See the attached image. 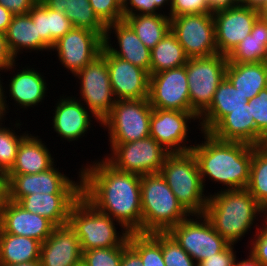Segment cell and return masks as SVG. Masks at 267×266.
Here are the masks:
<instances>
[{"instance_id": "61", "label": "cell", "mask_w": 267, "mask_h": 266, "mask_svg": "<svg viewBox=\"0 0 267 266\" xmlns=\"http://www.w3.org/2000/svg\"><path fill=\"white\" fill-rule=\"evenodd\" d=\"M180 266H197V264H187V265H180Z\"/></svg>"}, {"instance_id": "14", "label": "cell", "mask_w": 267, "mask_h": 266, "mask_svg": "<svg viewBox=\"0 0 267 266\" xmlns=\"http://www.w3.org/2000/svg\"><path fill=\"white\" fill-rule=\"evenodd\" d=\"M199 122V118L190 111L153 109L150 117V137L154 138L169 153L191 151L194 145H188L189 124Z\"/></svg>"}, {"instance_id": "9", "label": "cell", "mask_w": 267, "mask_h": 266, "mask_svg": "<svg viewBox=\"0 0 267 266\" xmlns=\"http://www.w3.org/2000/svg\"><path fill=\"white\" fill-rule=\"evenodd\" d=\"M104 158L117 170L138 174L160 173L169 152L148 136L128 143L110 144Z\"/></svg>"}, {"instance_id": "6", "label": "cell", "mask_w": 267, "mask_h": 266, "mask_svg": "<svg viewBox=\"0 0 267 266\" xmlns=\"http://www.w3.org/2000/svg\"><path fill=\"white\" fill-rule=\"evenodd\" d=\"M68 224L79 239L81 251L118 247L130 233L118 221L97 210L83 196L72 206ZM116 225L121 227V232L117 231Z\"/></svg>"}, {"instance_id": "12", "label": "cell", "mask_w": 267, "mask_h": 266, "mask_svg": "<svg viewBox=\"0 0 267 266\" xmlns=\"http://www.w3.org/2000/svg\"><path fill=\"white\" fill-rule=\"evenodd\" d=\"M168 233L197 264L221 252L229 244L203 214L190 215Z\"/></svg>"}, {"instance_id": "18", "label": "cell", "mask_w": 267, "mask_h": 266, "mask_svg": "<svg viewBox=\"0 0 267 266\" xmlns=\"http://www.w3.org/2000/svg\"><path fill=\"white\" fill-rule=\"evenodd\" d=\"M100 55L107 61L111 89L116 100L149 97V72L114 56L104 46Z\"/></svg>"}, {"instance_id": "39", "label": "cell", "mask_w": 267, "mask_h": 266, "mask_svg": "<svg viewBox=\"0 0 267 266\" xmlns=\"http://www.w3.org/2000/svg\"><path fill=\"white\" fill-rule=\"evenodd\" d=\"M127 246L128 238L118 247L82 251V261L86 266H120L123 250Z\"/></svg>"}, {"instance_id": "43", "label": "cell", "mask_w": 267, "mask_h": 266, "mask_svg": "<svg viewBox=\"0 0 267 266\" xmlns=\"http://www.w3.org/2000/svg\"><path fill=\"white\" fill-rule=\"evenodd\" d=\"M169 3V4H168ZM172 0H129L123 8L124 19L138 14H162L163 7L171 8Z\"/></svg>"}, {"instance_id": "8", "label": "cell", "mask_w": 267, "mask_h": 266, "mask_svg": "<svg viewBox=\"0 0 267 266\" xmlns=\"http://www.w3.org/2000/svg\"><path fill=\"white\" fill-rule=\"evenodd\" d=\"M227 56L214 54L190 58L186 66L190 95V112L198 118L209 108L213 95L226 77Z\"/></svg>"}, {"instance_id": "44", "label": "cell", "mask_w": 267, "mask_h": 266, "mask_svg": "<svg viewBox=\"0 0 267 266\" xmlns=\"http://www.w3.org/2000/svg\"><path fill=\"white\" fill-rule=\"evenodd\" d=\"M264 220L260 224L259 228L255 230V233L251 236V240H249L248 247L250 253L261 263L262 266H267V215L263 217ZM262 225V226H261Z\"/></svg>"}, {"instance_id": "29", "label": "cell", "mask_w": 267, "mask_h": 266, "mask_svg": "<svg viewBox=\"0 0 267 266\" xmlns=\"http://www.w3.org/2000/svg\"><path fill=\"white\" fill-rule=\"evenodd\" d=\"M226 78L243 97L250 100L267 88V62H228Z\"/></svg>"}, {"instance_id": "56", "label": "cell", "mask_w": 267, "mask_h": 266, "mask_svg": "<svg viewBox=\"0 0 267 266\" xmlns=\"http://www.w3.org/2000/svg\"><path fill=\"white\" fill-rule=\"evenodd\" d=\"M0 266H41L40 260L22 262L19 264H0Z\"/></svg>"}, {"instance_id": "42", "label": "cell", "mask_w": 267, "mask_h": 266, "mask_svg": "<svg viewBox=\"0 0 267 266\" xmlns=\"http://www.w3.org/2000/svg\"><path fill=\"white\" fill-rule=\"evenodd\" d=\"M89 2L94 13L106 27L124 20L123 9L115 0H89Z\"/></svg>"}, {"instance_id": "10", "label": "cell", "mask_w": 267, "mask_h": 266, "mask_svg": "<svg viewBox=\"0 0 267 266\" xmlns=\"http://www.w3.org/2000/svg\"><path fill=\"white\" fill-rule=\"evenodd\" d=\"M57 164L47 171L36 174L6 175L7 199L17 202L30 194H82V175L76 182L64 172H60Z\"/></svg>"}, {"instance_id": "15", "label": "cell", "mask_w": 267, "mask_h": 266, "mask_svg": "<svg viewBox=\"0 0 267 266\" xmlns=\"http://www.w3.org/2000/svg\"><path fill=\"white\" fill-rule=\"evenodd\" d=\"M104 39L96 32L73 27L52 47L67 72L74 76L94 61L102 51Z\"/></svg>"}, {"instance_id": "59", "label": "cell", "mask_w": 267, "mask_h": 266, "mask_svg": "<svg viewBox=\"0 0 267 266\" xmlns=\"http://www.w3.org/2000/svg\"><path fill=\"white\" fill-rule=\"evenodd\" d=\"M117 2V4L123 9L129 0H115Z\"/></svg>"}, {"instance_id": "2", "label": "cell", "mask_w": 267, "mask_h": 266, "mask_svg": "<svg viewBox=\"0 0 267 266\" xmlns=\"http://www.w3.org/2000/svg\"><path fill=\"white\" fill-rule=\"evenodd\" d=\"M204 137L191 151L197 159L202 183L211 180L222 184L226 190L245 189L250 180L252 145L242 142L221 141L208 132H199Z\"/></svg>"}, {"instance_id": "55", "label": "cell", "mask_w": 267, "mask_h": 266, "mask_svg": "<svg viewBox=\"0 0 267 266\" xmlns=\"http://www.w3.org/2000/svg\"><path fill=\"white\" fill-rule=\"evenodd\" d=\"M256 8L259 17L267 20V0L261 1Z\"/></svg>"}, {"instance_id": "20", "label": "cell", "mask_w": 267, "mask_h": 266, "mask_svg": "<svg viewBox=\"0 0 267 266\" xmlns=\"http://www.w3.org/2000/svg\"><path fill=\"white\" fill-rule=\"evenodd\" d=\"M55 227L47 218L26 211L9 199L0 207V228L5 233L34 238L43 243Z\"/></svg>"}, {"instance_id": "35", "label": "cell", "mask_w": 267, "mask_h": 266, "mask_svg": "<svg viewBox=\"0 0 267 266\" xmlns=\"http://www.w3.org/2000/svg\"><path fill=\"white\" fill-rule=\"evenodd\" d=\"M135 31L138 38L150 50L170 31L168 14H138L124 19Z\"/></svg>"}, {"instance_id": "19", "label": "cell", "mask_w": 267, "mask_h": 266, "mask_svg": "<svg viewBox=\"0 0 267 266\" xmlns=\"http://www.w3.org/2000/svg\"><path fill=\"white\" fill-rule=\"evenodd\" d=\"M62 95L60 99H57L58 101H55L57 103L53 106L55 107L54 116L51 120L52 128L58 134L57 137L62 138V141L72 142L84 137L88 129L92 127L91 118L101 126V121L76 96Z\"/></svg>"}, {"instance_id": "36", "label": "cell", "mask_w": 267, "mask_h": 266, "mask_svg": "<svg viewBox=\"0 0 267 266\" xmlns=\"http://www.w3.org/2000/svg\"><path fill=\"white\" fill-rule=\"evenodd\" d=\"M128 245L140 256L142 266H166L162 255V232L129 233Z\"/></svg>"}, {"instance_id": "31", "label": "cell", "mask_w": 267, "mask_h": 266, "mask_svg": "<svg viewBox=\"0 0 267 266\" xmlns=\"http://www.w3.org/2000/svg\"><path fill=\"white\" fill-rule=\"evenodd\" d=\"M228 62H267V20L258 17L252 31L227 55Z\"/></svg>"}, {"instance_id": "24", "label": "cell", "mask_w": 267, "mask_h": 266, "mask_svg": "<svg viewBox=\"0 0 267 266\" xmlns=\"http://www.w3.org/2000/svg\"><path fill=\"white\" fill-rule=\"evenodd\" d=\"M82 194H30L16 203L26 211L50 220L55 226L68 224L72 206Z\"/></svg>"}, {"instance_id": "27", "label": "cell", "mask_w": 267, "mask_h": 266, "mask_svg": "<svg viewBox=\"0 0 267 266\" xmlns=\"http://www.w3.org/2000/svg\"><path fill=\"white\" fill-rule=\"evenodd\" d=\"M5 38L7 47L17 61L18 56L28 51L51 52V48L38 35L37 26L33 23L29 13L13 15L6 30ZM20 53V54H19Z\"/></svg>"}, {"instance_id": "45", "label": "cell", "mask_w": 267, "mask_h": 266, "mask_svg": "<svg viewBox=\"0 0 267 266\" xmlns=\"http://www.w3.org/2000/svg\"><path fill=\"white\" fill-rule=\"evenodd\" d=\"M167 13L170 18L179 15L213 13L206 0H172L171 8Z\"/></svg>"}, {"instance_id": "49", "label": "cell", "mask_w": 267, "mask_h": 266, "mask_svg": "<svg viewBox=\"0 0 267 266\" xmlns=\"http://www.w3.org/2000/svg\"><path fill=\"white\" fill-rule=\"evenodd\" d=\"M120 266H142L140 256L129 245L123 250Z\"/></svg>"}, {"instance_id": "50", "label": "cell", "mask_w": 267, "mask_h": 266, "mask_svg": "<svg viewBox=\"0 0 267 266\" xmlns=\"http://www.w3.org/2000/svg\"><path fill=\"white\" fill-rule=\"evenodd\" d=\"M208 8L214 12L217 10L224 9L233 4H243L244 0H206Z\"/></svg>"}, {"instance_id": "37", "label": "cell", "mask_w": 267, "mask_h": 266, "mask_svg": "<svg viewBox=\"0 0 267 266\" xmlns=\"http://www.w3.org/2000/svg\"><path fill=\"white\" fill-rule=\"evenodd\" d=\"M246 189L267 211V153L259 146H252L250 180Z\"/></svg>"}, {"instance_id": "13", "label": "cell", "mask_w": 267, "mask_h": 266, "mask_svg": "<svg viewBox=\"0 0 267 266\" xmlns=\"http://www.w3.org/2000/svg\"><path fill=\"white\" fill-rule=\"evenodd\" d=\"M73 77L78 79L76 82L80 80L78 83L81 99L78 100L102 121L111 112L116 101L111 89L107 61L99 55Z\"/></svg>"}, {"instance_id": "47", "label": "cell", "mask_w": 267, "mask_h": 266, "mask_svg": "<svg viewBox=\"0 0 267 266\" xmlns=\"http://www.w3.org/2000/svg\"><path fill=\"white\" fill-rule=\"evenodd\" d=\"M16 64L15 58L7 47L5 34L0 33V72L11 71L13 73L16 70V66H18Z\"/></svg>"}, {"instance_id": "52", "label": "cell", "mask_w": 267, "mask_h": 266, "mask_svg": "<svg viewBox=\"0 0 267 266\" xmlns=\"http://www.w3.org/2000/svg\"><path fill=\"white\" fill-rule=\"evenodd\" d=\"M13 14L0 4V33H5Z\"/></svg>"}, {"instance_id": "57", "label": "cell", "mask_w": 267, "mask_h": 266, "mask_svg": "<svg viewBox=\"0 0 267 266\" xmlns=\"http://www.w3.org/2000/svg\"><path fill=\"white\" fill-rule=\"evenodd\" d=\"M263 0H244V5L257 6Z\"/></svg>"}, {"instance_id": "58", "label": "cell", "mask_w": 267, "mask_h": 266, "mask_svg": "<svg viewBox=\"0 0 267 266\" xmlns=\"http://www.w3.org/2000/svg\"><path fill=\"white\" fill-rule=\"evenodd\" d=\"M259 147L267 153V134L263 137Z\"/></svg>"}, {"instance_id": "22", "label": "cell", "mask_w": 267, "mask_h": 266, "mask_svg": "<svg viewBox=\"0 0 267 266\" xmlns=\"http://www.w3.org/2000/svg\"><path fill=\"white\" fill-rule=\"evenodd\" d=\"M82 261L80 242L69 224L56 226L41 243V266H75Z\"/></svg>"}, {"instance_id": "53", "label": "cell", "mask_w": 267, "mask_h": 266, "mask_svg": "<svg viewBox=\"0 0 267 266\" xmlns=\"http://www.w3.org/2000/svg\"><path fill=\"white\" fill-rule=\"evenodd\" d=\"M7 199V180L6 174L0 171V207Z\"/></svg>"}, {"instance_id": "23", "label": "cell", "mask_w": 267, "mask_h": 266, "mask_svg": "<svg viewBox=\"0 0 267 266\" xmlns=\"http://www.w3.org/2000/svg\"><path fill=\"white\" fill-rule=\"evenodd\" d=\"M19 71V72H18ZM44 74L38 72L34 67L29 68L25 65L22 69L10 77L8 81L9 98L15 102V105L23 110L42 103L49 90Z\"/></svg>"}, {"instance_id": "21", "label": "cell", "mask_w": 267, "mask_h": 266, "mask_svg": "<svg viewBox=\"0 0 267 266\" xmlns=\"http://www.w3.org/2000/svg\"><path fill=\"white\" fill-rule=\"evenodd\" d=\"M113 34H115L116 44L118 43L119 46L117 48H115L116 44L114 46L111 43L110 38L113 37ZM104 47L114 56L139 66L150 74L151 50L143 44L125 20L112 23L106 27Z\"/></svg>"}, {"instance_id": "4", "label": "cell", "mask_w": 267, "mask_h": 266, "mask_svg": "<svg viewBox=\"0 0 267 266\" xmlns=\"http://www.w3.org/2000/svg\"><path fill=\"white\" fill-rule=\"evenodd\" d=\"M142 233L169 232L190 214L182 207L161 173L141 176Z\"/></svg>"}, {"instance_id": "32", "label": "cell", "mask_w": 267, "mask_h": 266, "mask_svg": "<svg viewBox=\"0 0 267 266\" xmlns=\"http://www.w3.org/2000/svg\"><path fill=\"white\" fill-rule=\"evenodd\" d=\"M28 13L37 26L38 35L50 48L73 28L64 13L48 8L42 2H37Z\"/></svg>"}, {"instance_id": "30", "label": "cell", "mask_w": 267, "mask_h": 266, "mask_svg": "<svg viewBox=\"0 0 267 266\" xmlns=\"http://www.w3.org/2000/svg\"><path fill=\"white\" fill-rule=\"evenodd\" d=\"M46 7L64 13L73 27L98 33L103 39L106 26L99 20L89 0H42Z\"/></svg>"}, {"instance_id": "41", "label": "cell", "mask_w": 267, "mask_h": 266, "mask_svg": "<svg viewBox=\"0 0 267 266\" xmlns=\"http://www.w3.org/2000/svg\"><path fill=\"white\" fill-rule=\"evenodd\" d=\"M251 104V112L258 129V146L267 134V88L260 91L258 95L248 100Z\"/></svg>"}, {"instance_id": "16", "label": "cell", "mask_w": 267, "mask_h": 266, "mask_svg": "<svg viewBox=\"0 0 267 266\" xmlns=\"http://www.w3.org/2000/svg\"><path fill=\"white\" fill-rule=\"evenodd\" d=\"M212 14L218 53L226 56L250 34L259 17L255 6L244 4H233Z\"/></svg>"}, {"instance_id": "11", "label": "cell", "mask_w": 267, "mask_h": 266, "mask_svg": "<svg viewBox=\"0 0 267 266\" xmlns=\"http://www.w3.org/2000/svg\"><path fill=\"white\" fill-rule=\"evenodd\" d=\"M170 30L176 35L189 59L218 53L212 13L172 17Z\"/></svg>"}, {"instance_id": "40", "label": "cell", "mask_w": 267, "mask_h": 266, "mask_svg": "<svg viewBox=\"0 0 267 266\" xmlns=\"http://www.w3.org/2000/svg\"><path fill=\"white\" fill-rule=\"evenodd\" d=\"M162 255L166 266L197 264L168 232H162Z\"/></svg>"}, {"instance_id": "7", "label": "cell", "mask_w": 267, "mask_h": 266, "mask_svg": "<svg viewBox=\"0 0 267 266\" xmlns=\"http://www.w3.org/2000/svg\"><path fill=\"white\" fill-rule=\"evenodd\" d=\"M152 110L148 98L116 100L111 112L101 121V127L109 133V144L128 143L150 136Z\"/></svg>"}, {"instance_id": "60", "label": "cell", "mask_w": 267, "mask_h": 266, "mask_svg": "<svg viewBox=\"0 0 267 266\" xmlns=\"http://www.w3.org/2000/svg\"><path fill=\"white\" fill-rule=\"evenodd\" d=\"M75 266H86V265L83 263V261H81L80 263H78V264L75 265Z\"/></svg>"}, {"instance_id": "25", "label": "cell", "mask_w": 267, "mask_h": 266, "mask_svg": "<svg viewBox=\"0 0 267 266\" xmlns=\"http://www.w3.org/2000/svg\"><path fill=\"white\" fill-rule=\"evenodd\" d=\"M214 138L221 141L247 143L258 146V129L248 102L231 110L210 132Z\"/></svg>"}, {"instance_id": "51", "label": "cell", "mask_w": 267, "mask_h": 266, "mask_svg": "<svg viewBox=\"0 0 267 266\" xmlns=\"http://www.w3.org/2000/svg\"><path fill=\"white\" fill-rule=\"evenodd\" d=\"M0 76H1V73H0ZM2 81V82H1ZM3 79L0 77V118H6L5 116L7 115L6 113H8V110H9V105L7 104V92L8 91H5V88L3 86ZM6 92V93H5Z\"/></svg>"}, {"instance_id": "38", "label": "cell", "mask_w": 267, "mask_h": 266, "mask_svg": "<svg viewBox=\"0 0 267 266\" xmlns=\"http://www.w3.org/2000/svg\"><path fill=\"white\" fill-rule=\"evenodd\" d=\"M4 120L0 118V171L6 174L14 165L19 145L29 132L17 135L16 130L4 126Z\"/></svg>"}, {"instance_id": "28", "label": "cell", "mask_w": 267, "mask_h": 266, "mask_svg": "<svg viewBox=\"0 0 267 266\" xmlns=\"http://www.w3.org/2000/svg\"><path fill=\"white\" fill-rule=\"evenodd\" d=\"M248 102L225 77L215 91L209 108L199 117V131L210 132L231 110Z\"/></svg>"}, {"instance_id": "3", "label": "cell", "mask_w": 267, "mask_h": 266, "mask_svg": "<svg viewBox=\"0 0 267 266\" xmlns=\"http://www.w3.org/2000/svg\"><path fill=\"white\" fill-rule=\"evenodd\" d=\"M215 191L217 192L209 194L203 215L218 234L229 244L236 245L248 231L255 226V229L259 227L256 222L260 217L266 216L267 211L246 188L231 190L221 188L220 191Z\"/></svg>"}, {"instance_id": "33", "label": "cell", "mask_w": 267, "mask_h": 266, "mask_svg": "<svg viewBox=\"0 0 267 266\" xmlns=\"http://www.w3.org/2000/svg\"><path fill=\"white\" fill-rule=\"evenodd\" d=\"M40 249L37 239L5 233L0 228V264L40 260Z\"/></svg>"}, {"instance_id": "17", "label": "cell", "mask_w": 267, "mask_h": 266, "mask_svg": "<svg viewBox=\"0 0 267 266\" xmlns=\"http://www.w3.org/2000/svg\"><path fill=\"white\" fill-rule=\"evenodd\" d=\"M148 99L153 109L190 111L186 66L150 75Z\"/></svg>"}, {"instance_id": "34", "label": "cell", "mask_w": 267, "mask_h": 266, "mask_svg": "<svg viewBox=\"0 0 267 266\" xmlns=\"http://www.w3.org/2000/svg\"><path fill=\"white\" fill-rule=\"evenodd\" d=\"M150 57V75L184 66L189 59L171 30L151 49Z\"/></svg>"}, {"instance_id": "54", "label": "cell", "mask_w": 267, "mask_h": 266, "mask_svg": "<svg viewBox=\"0 0 267 266\" xmlns=\"http://www.w3.org/2000/svg\"><path fill=\"white\" fill-rule=\"evenodd\" d=\"M247 258H243V260L235 262V266H262L261 263L248 251L246 256Z\"/></svg>"}, {"instance_id": "1", "label": "cell", "mask_w": 267, "mask_h": 266, "mask_svg": "<svg viewBox=\"0 0 267 266\" xmlns=\"http://www.w3.org/2000/svg\"><path fill=\"white\" fill-rule=\"evenodd\" d=\"M82 196L130 233H142L141 176L117 170L104 157L82 165Z\"/></svg>"}, {"instance_id": "5", "label": "cell", "mask_w": 267, "mask_h": 266, "mask_svg": "<svg viewBox=\"0 0 267 266\" xmlns=\"http://www.w3.org/2000/svg\"><path fill=\"white\" fill-rule=\"evenodd\" d=\"M160 173L179 203L190 215L204 214L210 193L204 192L206 190L197 159L192 151L169 153Z\"/></svg>"}, {"instance_id": "48", "label": "cell", "mask_w": 267, "mask_h": 266, "mask_svg": "<svg viewBox=\"0 0 267 266\" xmlns=\"http://www.w3.org/2000/svg\"><path fill=\"white\" fill-rule=\"evenodd\" d=\"M36 3V0H0V4L13 15L28 13Z\"/></svg>"}, {"instance_id": "46", "label": "cell", "mask_w": 267, "mask_h": 266, "mask_svg": "<svg viewBox=\"0 0 267 266\" xmlns=\"http://www.w3.org/2000/svg\"><path fill=\"white\" fill-rule=\"evenodd\" d=\"M234 244H228L221 252L200 261L197 266H235L237 260Z\"/></svg>"}, {"instance_id": "26", "label": "cell", "mask_w": 267, "mask_h": 266, "mask_svg": "<svg viewBox=\"0 0 267 266\" xmlns=\"http://www.w3.org/2000/svg\"><path fill=\"white\" fill-rule=\"evenodd\" d=\"M39 137L28 134L21 141L14 165L6 175L41 173L56 163L46 143Z\"/></svg>"}]
</instances>
